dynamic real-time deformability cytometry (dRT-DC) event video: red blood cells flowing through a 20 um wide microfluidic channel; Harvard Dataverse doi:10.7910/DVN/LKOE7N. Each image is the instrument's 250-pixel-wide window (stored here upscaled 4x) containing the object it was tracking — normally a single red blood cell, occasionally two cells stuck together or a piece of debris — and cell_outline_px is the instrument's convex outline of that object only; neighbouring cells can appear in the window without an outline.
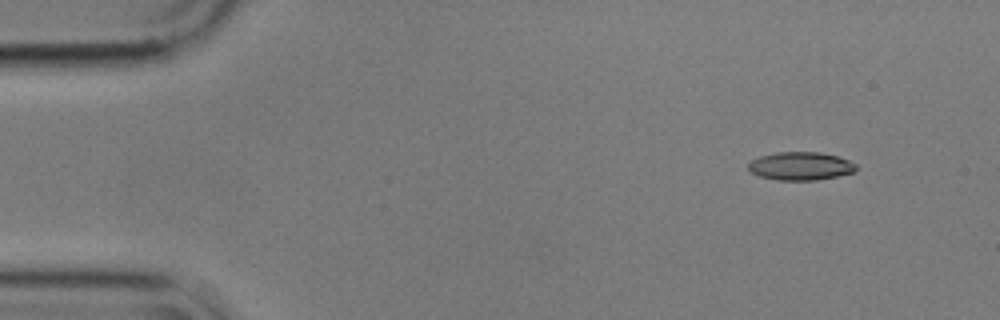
{"species": "common noctule bat (a hibernating species)", "species_latin": "Nyctalus noctula", "temperature_condition": "cold", "stored_images_in_passage": 4, "camera_frame_rate_fps": 3000, "um_per_image_px": 0.085, "animal": {"sex": "male", "body_mass_g": 17.9}, "frame": {"image": 1, "passage_image": 1, "time_ms": 0.0, "image_size_px": [1000, 320], "cell_outline_px": [[856, 172], [816, 180], [776, 180], [760, 176], [752, 172], [748, 168], [748, 164], [752, 160], [760, 156], [776, 152], [820, 152], [836, 156], [848, 160], [856, 164]], "centroid_in_image_um": [68.05, 14.11], "position_along_channel_um": 16.9, "area_um2": 17.63}}
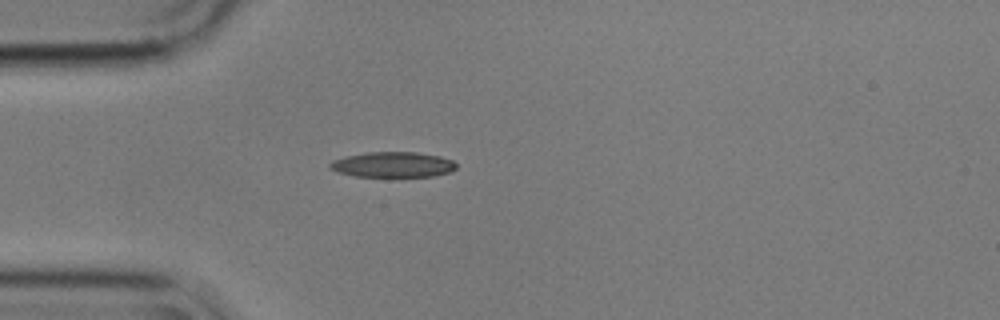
{"frame": {"image": 2, "passage_image": 4, "time_ms": 1.0, "image_size_px": [1000, 320], "cell_outline_px": [[456, 168], [448, 172], [432, 176], [356, 176], [336, 172], [328, 168], [328, 164], [332, 160], [344, 156], [368, 152], [416, 152], [440, 156], [452, 160], [456, 164]], "centroid_in_image_um": [33.33, 13.98], "position_along_channel_um": 51.7, "area_um2": 18.67}}